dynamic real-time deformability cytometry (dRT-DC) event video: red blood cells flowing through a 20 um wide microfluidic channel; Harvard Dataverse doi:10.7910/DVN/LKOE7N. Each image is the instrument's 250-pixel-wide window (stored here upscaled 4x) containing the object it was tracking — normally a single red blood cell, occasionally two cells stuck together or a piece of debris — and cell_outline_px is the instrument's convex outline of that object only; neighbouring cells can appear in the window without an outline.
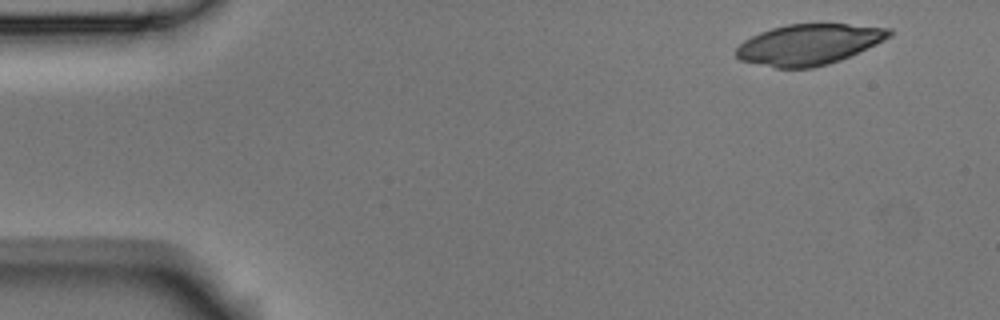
{"species": "Egyptian fruit bat (a non-hibernating species)", "species_latin": "Rousettus aegyptiacus", "temperature_condition": "room temperature", "stored_images_in_passage": 4, "camera_frame_rate_fps": 3000, "um_per_image_px": 0.085, "animal": {"sex": "male"}, "frame": {"image": 1, "passage_image": 1, "time_ms": 0.0, "image_size_px": [1000, 320], "cell_outline_px": [[892, 36], [876, 44], [840, 60], [828, 64], [812, 68], [776, 68], [740, 60], [736, 56], [736, 48], [744, 40], [760, 32], [772, 28], [788, 24], [848, 24], [892, 28]], "centroid_in_image_um": [68.76, 3.78], "position_along_channel_um": 16.2, "area_um2": 36.18}}